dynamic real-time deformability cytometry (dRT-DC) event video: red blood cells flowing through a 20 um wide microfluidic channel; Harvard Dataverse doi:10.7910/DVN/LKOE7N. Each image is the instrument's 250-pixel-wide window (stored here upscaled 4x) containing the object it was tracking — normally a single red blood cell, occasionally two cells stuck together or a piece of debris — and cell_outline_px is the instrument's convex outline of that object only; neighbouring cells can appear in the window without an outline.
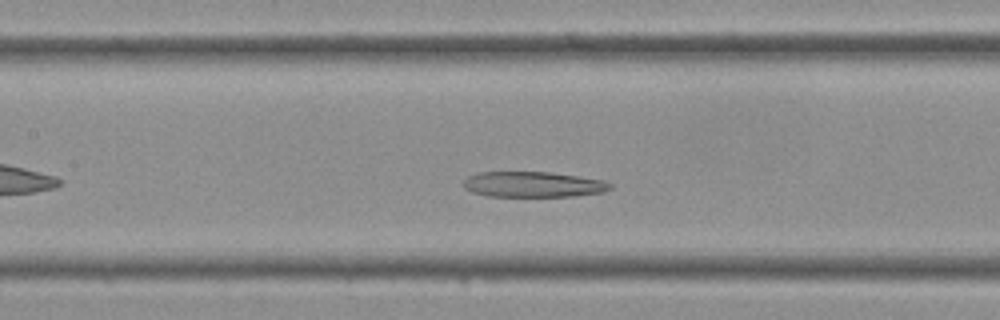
{"species": "Egyptian fruit bat (a non-hibernating species)", "species_latin": "Rousettus aegyptiacus", "temperature_condition": "cold", "stored_images_in_passage": 33, "camera_frame_rate_fps": 3000, "um_per_image_px": 0.085, "frame": {"image": 1, "passage_image": 11, "time_ms": 3.333, "image_size_px": [1000, 320], "cell_outline_px": [[612, 188], [604, 192], [576, 196], [488, 196], [472, 192], [464, 188], [464, 180], [468, 176], [480, 172], [548, 172], [580, 176], [604, 180], [612, 184]], "centroid_in_image_um": [45.35, 15.67], "position_along_channel_um": 162.0, "area_um2": 21.91}}
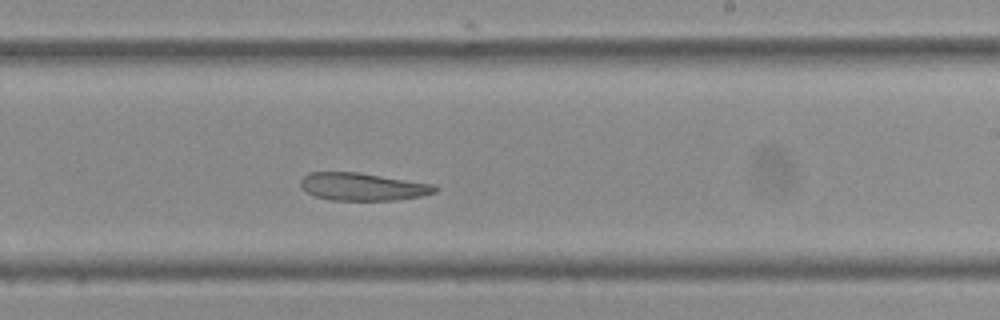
{"frame": {"image": 2, "passage_image": 17, "time_ms": 5.333, "image_size_px": [1000, 320], "cell_outline_px": [[436, 192], [420, 196], [396, 200], [328, 200], [316, 196], [308, 192], [300, 184], [300, 180], [304, 176], [312, 172], [360, 172], [432, 184], [436, 188]], "centroid_in_image_um": [30.81, 15.87], "position_along_channel_um": 258.2, "area_um2": 21.44}}
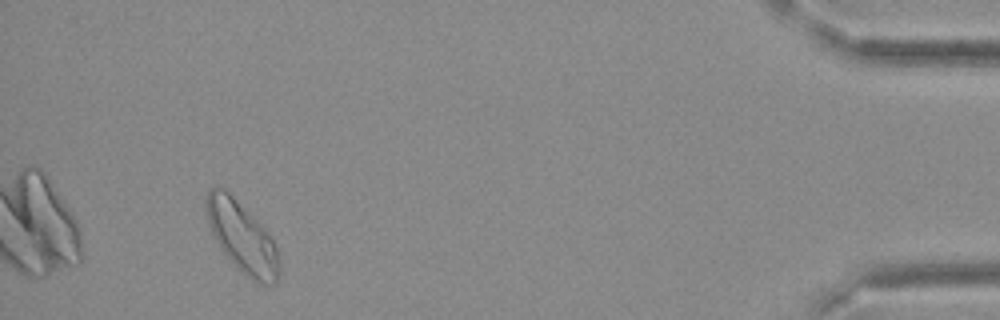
{"frame": {"image": 3, "passage_image": 31, "time_ms": 10.0, "image_size_px": [1000, 320], "cell_outline_px": [[280, 272], [276, 284], [264, 284], [252, 280], [220, 248], [208, 224], [204, 200], [208, 192], [212, 188], [224, 188], [272, 236], [276, 248], [280, 268]], "centroid_in_image_um": [20.58, 20.16], "position_along_channel_um": 414.6, "area_um2": 29.3}}